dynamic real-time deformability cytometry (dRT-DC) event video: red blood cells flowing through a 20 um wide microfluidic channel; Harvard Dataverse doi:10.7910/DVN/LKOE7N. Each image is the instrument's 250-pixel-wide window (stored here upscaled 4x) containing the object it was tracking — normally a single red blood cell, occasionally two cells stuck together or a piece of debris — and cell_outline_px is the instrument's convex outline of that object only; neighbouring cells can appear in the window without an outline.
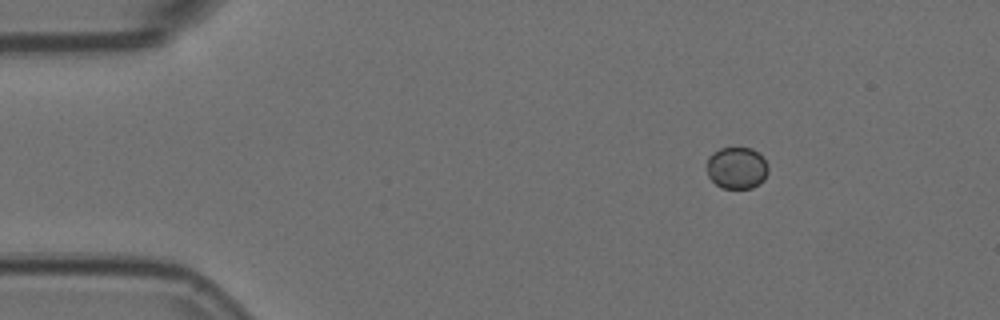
{"species": "Egyptian fruit bat (a non-hibernating species)", "species_latin": "Rousettus aegyptiacus", "temperature_condition": "room temperature", "stored_images_in_passage": 48, "camera_frame_rate_fps": 3000, "um_per_image_px": 0.085, "animal": {"sex": "female"}, "frame": {"image": 1, "passage_image": 1, "time_ms": 0.0, "image_size_px": [1000, 320], "cell_outline_px": [[768, 172], [764, 180], [760, 184], [752, 188], [724, 188], [716, 184], [708, 176], [708, 156], [712, 152], [720, 148], [752, 148], [768, 164]], "centroid_in_image_um": [62.63, 14.28], "position_along_channel_um": 22.4, "area_um2": 14.91}}
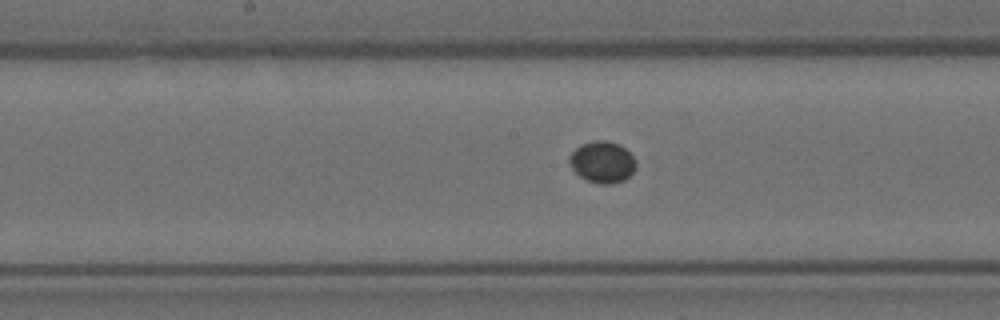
{"frame": {"image": 2, "passage_image": 21, "time_ms": 6.667, "image_size_px": [1000, 320], "cell_outline_px": [[636, 168], [624, 180], [612, 184], [600, 184], [588, 180], [580, 176], [572, 168], [568, 160], [568, 156], [580, 144], [592, 140], [604, 140], [620, 144], [636, 160]], "centroid_in_image_um": [51.19, 13.76], "position_along_channel_um": 197.0, "area_um2": 16.13}}
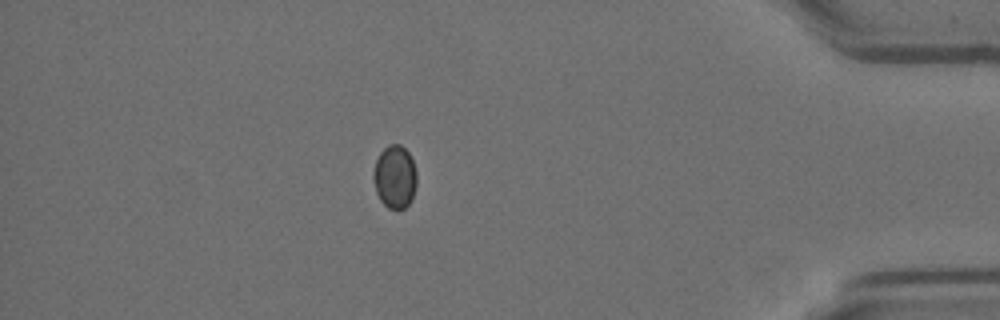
{"frame": {"image": 3, "passage_image": 41, "time_ms": 13.333, "image_size_px": [1000, 320], "cell_outline_px": [[416, 184], [412, 196], [408, 204], [404, 208], [396, 212], [388, 208], [380, 200], [376, 192], [372, 180], [372, 176], [376, 160], [380, 152], [388, 144], [400, 144], [408, 152], [412, 160], [416, 172]], "centroid_in_image_um": [33.53, 15.05], "position_along_channel_um": 401.7, "area_um2": 16.07}}